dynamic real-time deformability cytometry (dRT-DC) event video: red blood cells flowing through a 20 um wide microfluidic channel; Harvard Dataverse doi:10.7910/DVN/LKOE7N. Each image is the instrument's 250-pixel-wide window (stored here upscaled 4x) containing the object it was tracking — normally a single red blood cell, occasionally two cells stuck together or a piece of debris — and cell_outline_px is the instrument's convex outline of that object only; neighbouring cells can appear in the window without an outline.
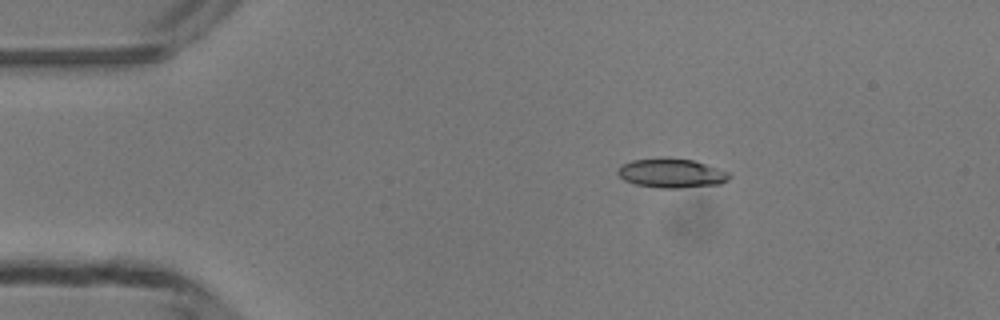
{"species": "common noctule bat (a hibernating species)", "species_latin": "Nyctalus noctula", "temperature_condition": "room temperature", "stored_images_in_passage": 6, "camera_frame_rate_fps": 3000, "um_per_image_px": 0.085, "animal": {"sex": "male", "body_mass_g": 13.3}, "frame": {"image": 1, "passage_image": 3, "time_ms": 2.333, "image_size_px": [1000, 320], "cell_outline_px": [[732, 176], [728, 180], [720, 184], [680, 188], [660, 188], [636, 184], [624, 180], [616, 172], [620, 164], [632, 160], [692, 160], [728, 172]], "centroid_in_image_um": [57.07, 14.76], "position_along_channel_um": 27.9, "area_um2": 18.32}}
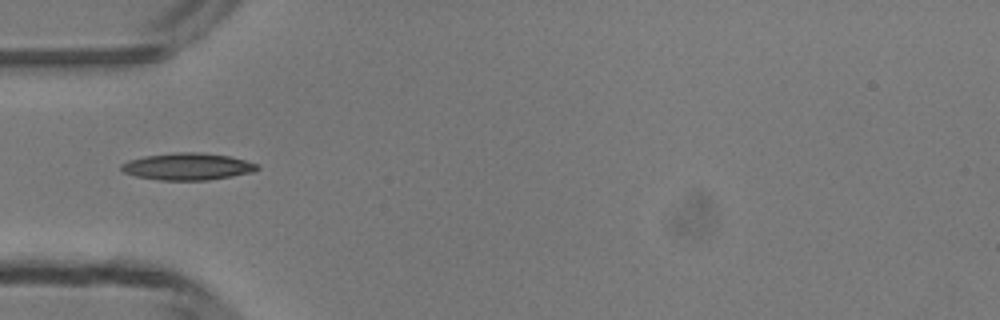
{"frame": {"image": 2, "passage_image": 5, "time_ms": 4.667, "image_size_px": [1000, 320], "cell_outline_px": [[260, 168], [252, 172], [232, 176], [208, 180], [160, 180], [136, 176], [124, 172], [120, 168], [120, 164], [128, 160], [144, 156], [172, 152], [204, 152], [228, 156], [260, 164]], "centroid_in_image_um": [15.94, 14.14], "position_along_channel_um": 69.1, "area_um2": 21.5}}
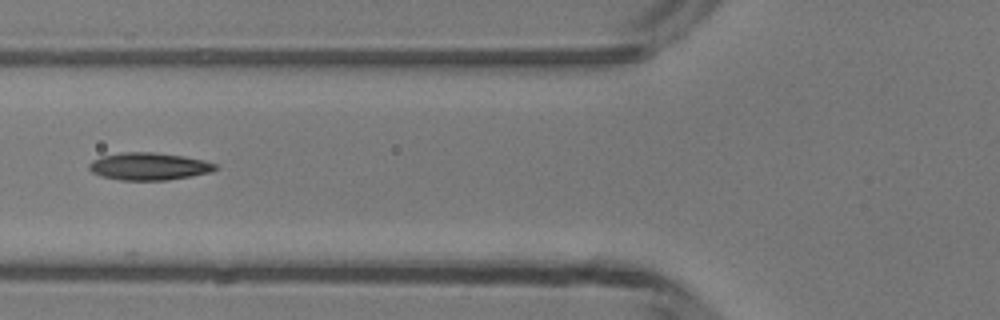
{"frame": {"image": 3, "passage_image": 6, "time_ms": 5.667, "image_size_px": [1000, 320], "cell_outline_px": [[220, 168], [212, 172], [192, 176], [168, 180], [120, 180], [100, 176], [92, 172], [88, 168], [88, 164], [92, 160], [100, 156], [120, 152], [152, 152], [184, 156], [204, 160], [216, 164]], "centroid_in_image_um": [12.66, 14.14], "position_along_channel_um": 113.1, "area_um2": 20.46}}